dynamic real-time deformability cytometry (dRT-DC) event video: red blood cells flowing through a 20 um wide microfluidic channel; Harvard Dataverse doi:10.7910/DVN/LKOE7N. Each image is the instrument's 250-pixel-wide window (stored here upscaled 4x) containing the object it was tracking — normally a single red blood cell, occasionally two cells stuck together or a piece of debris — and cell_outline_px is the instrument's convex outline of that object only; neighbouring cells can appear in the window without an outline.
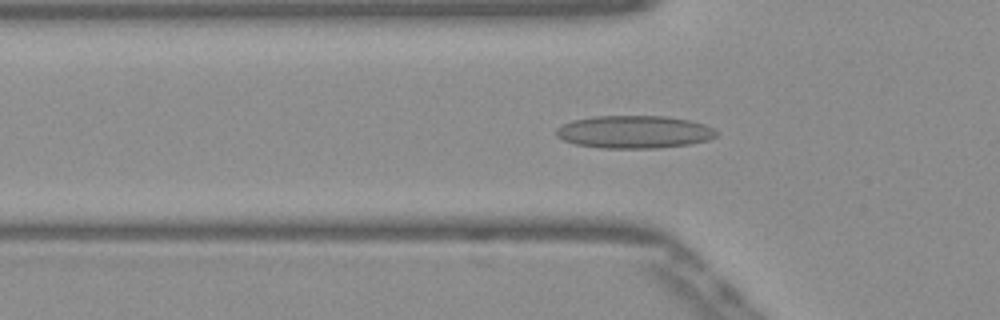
{"species": "Egyptian fruit bat (a non-hibernating species)", "species_latin": "Rousettus aegyptiacus", "temperature_condition": "warm", "stored_images_in_passage": 51, "camera_frame_rate_fps": 3000, "um_per_image_px": 0.085, "frame": {"image": 1, "passage_image": 16, "time_ms": 5.0, "image_size_px": [1000, 320], "cell_outline_px": [[720, 132], [716, 136], [708, 140], [688, 144], [660, 148], [600, 148], [576, 144], [564, 140], [556, 136], [556, 128], [572, 120], [596, 116], [664, 116], [688, 120], [704, 124]], "centroid_in_image_um": [53.91, 11.22], "position_along_channel_um": 71.9, "area_um2": 30.52}}
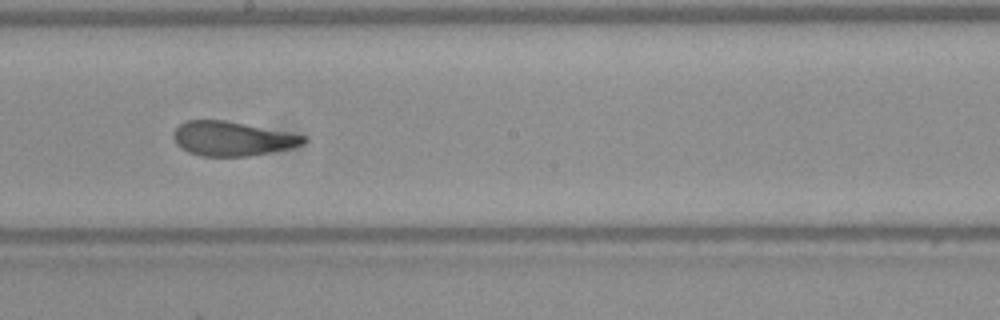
{"frame": {"image": 2, "passage_image": 28, "time_ms": 9.0, "image_size_px": [1000, 320], "cell_outline_px": [[308, 140], [304, 144], [288, 148], [248, 156], [200, 156], [188, 152], [180, 148], [176, 144], [172, 136], [172, 132], [184, 120], [224, 120], [304, 136]], "centroid_in_image_um": [19.64, 11.79], "position_along_channel_um": 228.6, "area_um2": 25.72}}
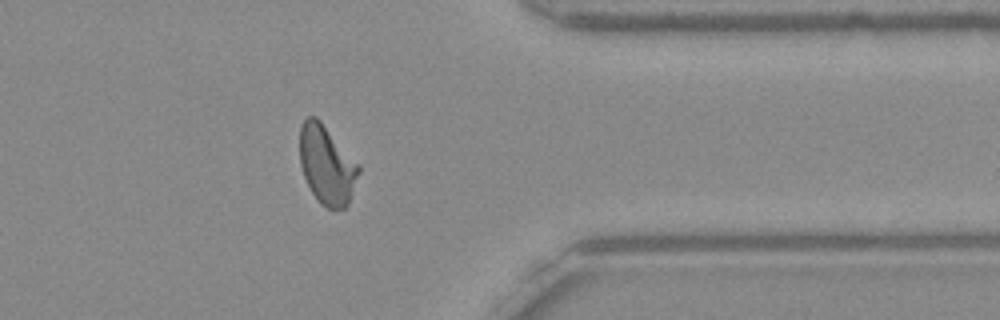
{"frame": {"image": 3, "passage_image": 41, "time_ms": 13.333, "image_size_px": [1000, 320], "cell_outline_px": [[360, 172], [348, 204], [344, 208], [328, 208], [320, 204], [312, 192], [304, 176], [300, 164], [300, 128], [304, 120], [308, 116], [316, 116], [320, 120], [360, 164]], "centroid_in_image_um": [27.79, 14.0], "position_along_channel_um": 383.6, "area_um2": 27.05}, "authors_computed_cell_mechanics": {"area_um2": 26.7614, "velocity_mm_per_s": 3.8848, "shape_relaxation_time_tau1_ms": null, "shape_relaxation_time_tau2_ms": 1.1683, "deformation_change_tau1": null, "deformation_change_tau2": 0.0899}}